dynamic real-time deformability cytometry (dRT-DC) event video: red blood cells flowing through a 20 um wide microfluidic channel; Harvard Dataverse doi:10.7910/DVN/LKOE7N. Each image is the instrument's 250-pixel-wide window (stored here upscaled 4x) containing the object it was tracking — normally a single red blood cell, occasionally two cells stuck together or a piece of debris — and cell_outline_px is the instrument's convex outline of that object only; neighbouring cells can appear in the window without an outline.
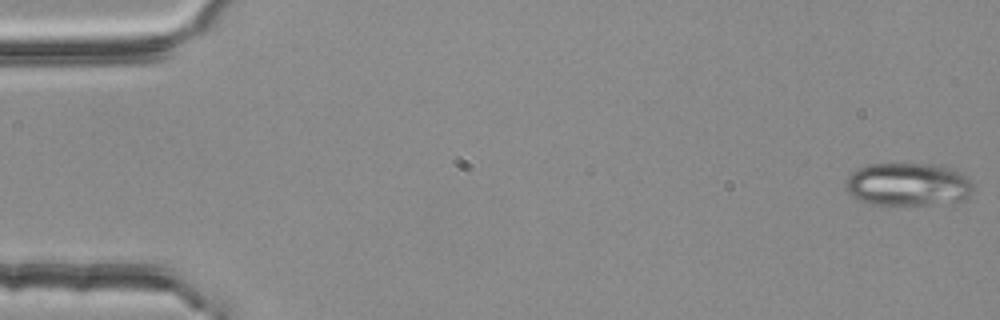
{"species": "common noctule bat (a hibernating species)", "species_latin": "Nyctalus noctula", "temperature_condition": "room temperature", "stored_images_in_passage": 54, "camera_frame_rate_fps": 3000, "um_per_image_px": 0.085, "animal": {"sex": "female", "body_mass_g": 25.1}, "frame": {"image": 1, "passage_image": 1, "time_ms": 0.0, "image_size_px": [1000, 320], "cell_outline_px": [[972, 188], [968, 196], [964, 200], [928, 204], [872, 204], [860, 200], [852, 196], [844, 188], [844, 180], [852, 172], [868, 164], [936, 164], [952, 168], [964, 172], [972, 180]], "centroid_in_image_um": [77.18, 15.65], "position_along_channel_um": 7.8, "area_um2": 32.14}}
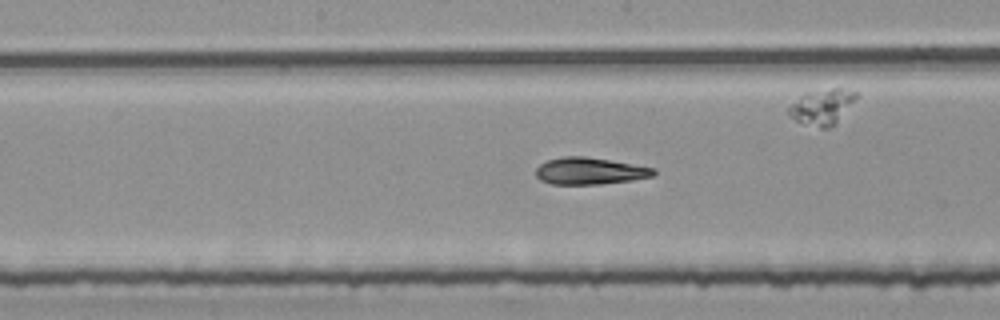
{"frame": {"image": 2, "passage_image": 28, "time_ms": 9.0, "image_size_px": [1000, 320], "cell_outline_px": [[656, 172], [652, 176], [632, 180], [600, 184], [552, 184], [540, 180], [536, 176], [536, 168], [540, 164], [548, 160], [564, 156], [584, 156], [632, 164], [652, 168]], "centroid_in_image_um": [50.08, 14.54], "position_along_channel_um": 198.1, "area_um2": 18.21}}
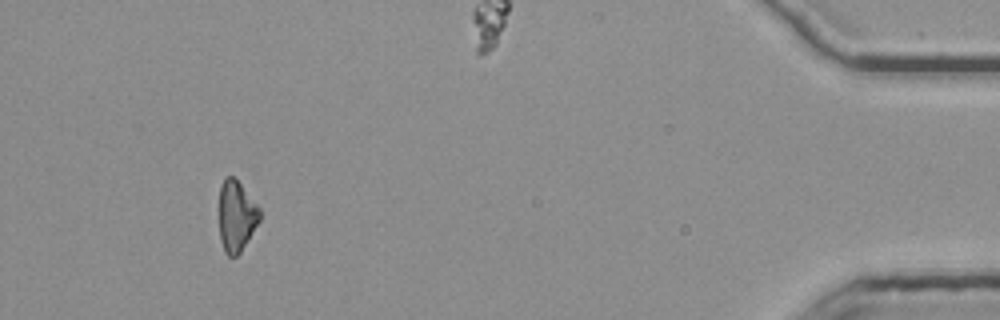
{"frame": {"image": 3, "passage_image": 51, "time_ms": 16.667, "image_size_px": [1000, 320], "cell_outline_px": [[260, 220], [240, 252], [236, 256], [228, 256], [224, 252], [220, 240], [220, 184], [228, 176], [232, 176], [240, 184], [260, 208]], "centroid_in_image_um": [20.09, 18.39], "position_along_channel_um": 415.1, "area_um2": 16.47}, "authors_computed_cell_mechanics": {"area_um2": 18.785, "velocity_mm_per_s": 3.7725, "shape_relaxation_time_tau1_ms": 7.4679, "shape_relaxation_time_tau2_ms": 2.5126, "deformation_change_tau1": 0.2076, "deformation_change_tau2": 0.0846}}